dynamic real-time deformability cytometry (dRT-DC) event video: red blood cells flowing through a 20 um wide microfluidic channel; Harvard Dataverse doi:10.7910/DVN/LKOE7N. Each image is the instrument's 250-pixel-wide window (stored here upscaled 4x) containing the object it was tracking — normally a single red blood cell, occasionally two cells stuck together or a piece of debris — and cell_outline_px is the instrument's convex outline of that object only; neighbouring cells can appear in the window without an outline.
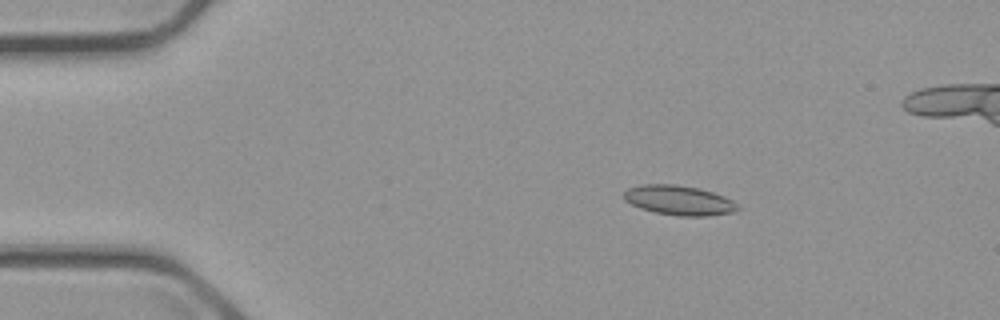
{"species": "common noctule bat (a hibernating species)", "species_latin": "Nyctalus noctula", "temperature_condition": "cold", "stored_images_in_passage": 56, "camera_frame_rate_fps": 3000, "um_per_image_px": 0.085, "animal": {"sex": "male", "body_mass_g": 23.1, "forearm_length_mm": 52.7}, "frame": {"image": 1, "passage_image": 9, "time_ms": 2.667, "image_size_px": [1000, 320], "cell_outline_px": [[744, 208], [736, 212], [708, 216], [680, 216], [656, 212], [640, 208], [624, 200], [624, 192], [628, 188], [640, 184], [676, 184], [700, 188], [724, 196], [732, 200]], "centroid_in_image_um": [57.77, 17.02], "position_along_channel_um": 27.2, "area_um2": 19.94}}
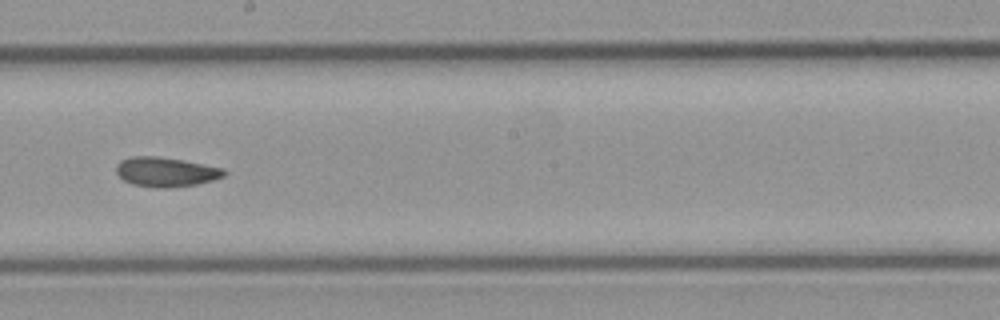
{"frame": {"image": 2, "passage_image": 31, "time_ms": 10.0, "image_size_px": [1000, 320], "cell_outline_px": [[228, 172], [224, 176], [212, 180], [196, 184], [168, 188], [156, 188], [132, 184], [124, 180], [116, 172], [116, 164], [120, 160], [132, 156], [156, 156], [184, 160], [224, 168]], "centroid_in_image_um": [14.1, 14.61], "position_along_channel_um": 234.1, "area_um2": 18.67}}
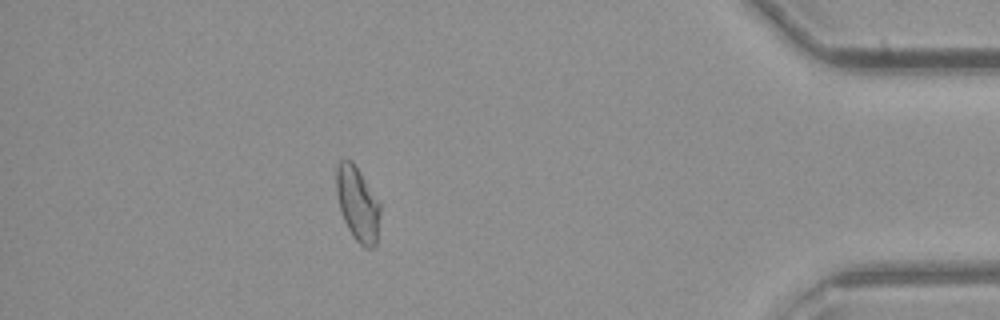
{"frame": {"image": 3, "passage_image": 49, "time_ms": 16.0, "image_size_px": [1000, 320], "cell_outline_px": [[380, 212], [376, 244], [372, 248], [364, 248], [352, 236], [344, 220], [340, 208], [336, 192], [336, 168], [340, 160], [352, 160], [380, 200]], "centroid_in_image_um": [30.41, 17.32], "position_along_channel_um": 404.8, "area_um2": 19.13}, "authors_computed_cell_mechanics": {"area_um2": 18.6983, "velocity_mm_per_s": 3.6725, "shape_relaxation_time_tau1_ms": 4.0074, "shape_relaxation_time_tau2_ms": 3.1175, "deformation_change_tau1": 0.1035, "deformation_change_tau2": 0.0868}}